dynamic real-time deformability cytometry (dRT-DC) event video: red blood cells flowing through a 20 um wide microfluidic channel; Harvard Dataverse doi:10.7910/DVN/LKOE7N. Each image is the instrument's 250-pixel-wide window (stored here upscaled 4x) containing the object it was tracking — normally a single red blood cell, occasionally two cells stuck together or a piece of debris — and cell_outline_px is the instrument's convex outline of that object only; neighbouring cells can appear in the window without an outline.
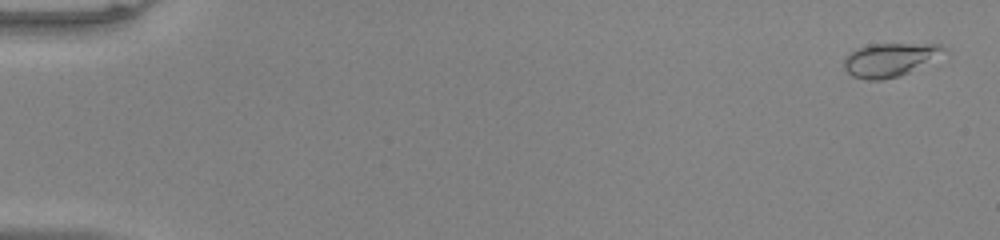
{"species": "common noctule bat (a hibernating species)", "species_latin": "Nyctalus noctula", "temperature_condition": "warm", "stored_images_in_passage": 52, "camera_frame_rate_fps": 3000, "um_per_image_px": 0.085, "animal": {"sex": "male", "body_mass_g": 20.0, "forearm_length_mm": 53.3}, "frame": {"image": 1, "passage_image": 2, "time_ms": 0.333, "image_size_px": [1000, 240], "cell_outline_px": [[948, 48], [908, 72], [900, 76], [884, 80], [868, 80], [852, 76], [844, 68], [844, 56], [848, 52], [856, 48], [868, 44], [940, 44]], "centroid_in_image_um": [75.5, 5.07], "position_along_channel_um": 9.5, "area_um2": 19.07}}
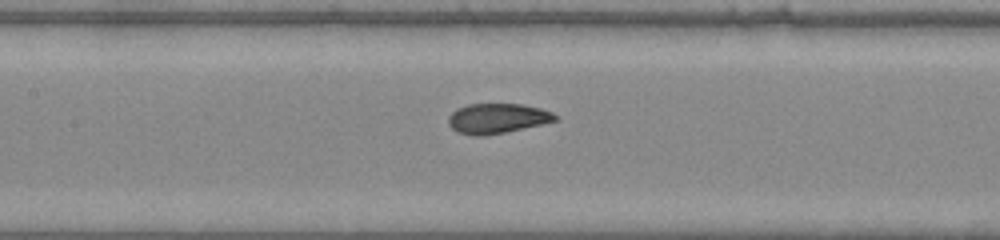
{"frame": {"image": 2, "passage_image": 26, "time_ms": 8.333, "image_size_px": [1000, 240], "cell_outline_px": [[560, 116], [556, 120], [540, 124], [504, 132], [484, 136], [472, 136], [456, 132], [448, 124], [448, 116], [456, 108], [468, 104], [524, 104], [540, 108], [552, 112]], "centroid_in_image_um": [42.23, 10.06], "position_along_channel_um": 165.2, "area_um2": 18.73}}
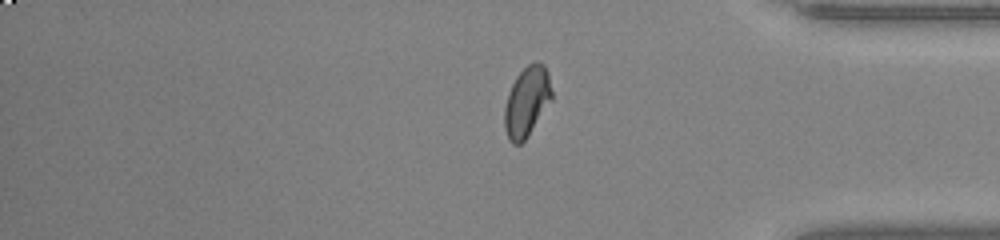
{"frame": {"image": 3, "passage_image": 44, "time_ms": 14.333, "image_size_px": [1000, 240], "cell_outline_px": [[552, 100], [528, 136], [520, 144], [512, 144], [508, 140], [504, 128], [504, 108], [508, 92], [516, 76], [528, 64], [536, 60], [544, 64], [548, 72], [552, 92]], "centroid_in_image_um": [44.78, 8.63], "position_along_channel_um": 390.4, "area_um2": 19.54}, "authors_computed_cell_mechanics": {"area_um2": 19.0162, "velocity_mm_per_s": 4.0226, "shape_relaxation_time_tau1_ms": 3.3406, "shape_relaxation_time_tau2_ms": null, "deformation_change_tau1": 0.1557, "deformation_change_tau2": null}}